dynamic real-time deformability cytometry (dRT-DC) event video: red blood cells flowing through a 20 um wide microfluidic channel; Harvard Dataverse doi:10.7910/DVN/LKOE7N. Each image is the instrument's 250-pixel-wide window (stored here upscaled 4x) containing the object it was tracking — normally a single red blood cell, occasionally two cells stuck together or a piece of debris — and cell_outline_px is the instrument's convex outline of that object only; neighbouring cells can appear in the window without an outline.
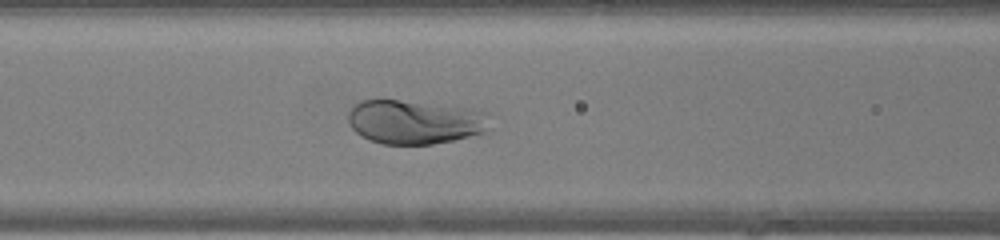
{"species": "human", "species_latin": "Homo sapiens", "temperature_condition": "warm", "stored_images_in_passage": 33, "camera_frame_rate_fps": 3000, "um_per_image_px": 0.085, "donor": {"sex": "female"}, "frame": {"image": 1, "passage_image": 5, "time_ms": 1.333, "image_size_px": [1000, 240], "cell_outline_px": [[492, 128], [488, 132], [452, 140], [432, 144], [380, 144], [368, 140], [360, 136], [348, 124], [348, 112], [360, 100], [400, 100], [464, 108], [484, 112]], "centroid_in_image_um": [35.23, 10.38], "position_along_channel_um": 131.4, "area_um2": 36.3}}
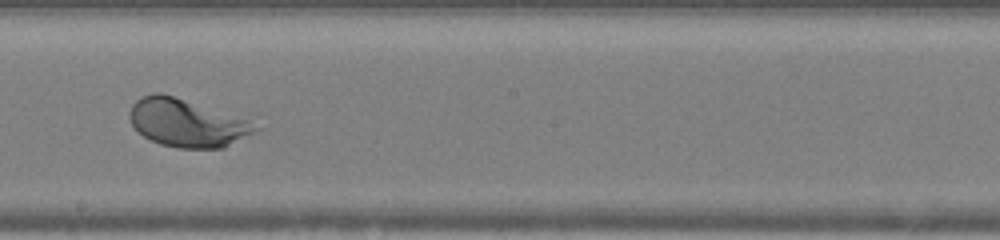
{"frame": {"image": 2, "passage_image": 12, "time_ms": 3.667, "image_size_px": [1000, 240], "cell_outline_px": [[260, 128], [256, 132], [224, 148], [176, 148], [160, 144], [144, 136], [132, 124], [128, 116], [128, 112], [132, 104], [140, 96], [152, 92], [160, 92], [252, 116]], "centroid_in_image_um": [16.02, 10.4], "position_along_channel_um": 232.2, "area_um2": 36.7}}
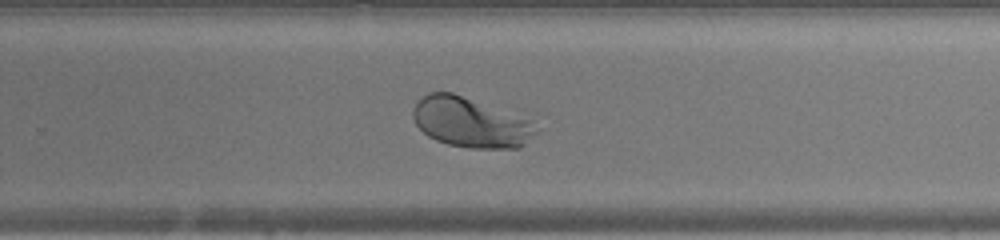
{"frame": {"image": 3, "passage_image": 16, "time_ms": 5.0, "image_size_px": [1000, 240], "cell_outline_px": [[536, 132], [520, 148], [472, 148], [448, 144], [436, 140], [428, 136], [416, 124], [412, 116], [412, 112], [416, 100], [428, 92], [452, 92], [528, 120]], "centroid_in_image_um": [39.89, 10.41], "position_along_channel_um": 289.9, "area_um2": 35.03}}